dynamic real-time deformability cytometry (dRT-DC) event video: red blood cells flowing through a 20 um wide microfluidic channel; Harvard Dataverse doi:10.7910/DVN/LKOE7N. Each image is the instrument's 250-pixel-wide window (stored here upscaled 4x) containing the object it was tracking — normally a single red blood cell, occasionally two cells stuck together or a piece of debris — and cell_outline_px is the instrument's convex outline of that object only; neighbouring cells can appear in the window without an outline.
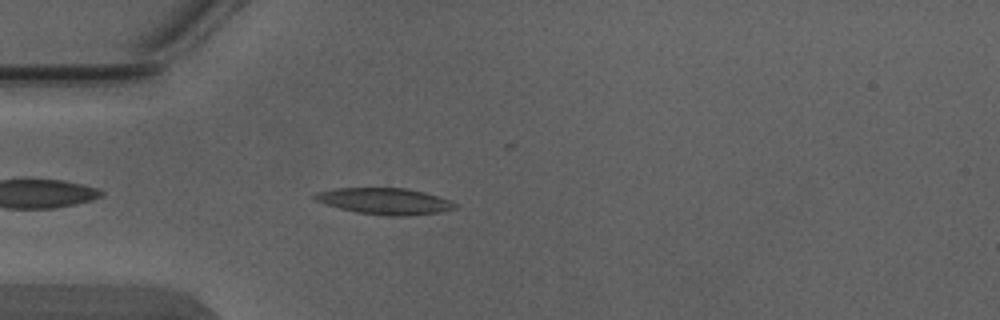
{"species": "Egyptian fruit bat (a non-hibernating species)", "species_latin": "Rousettus aegyptiacus", "temperature_condition": "warm", "stored_images_in_passage": 3, "camera_frame_rate_fps": 3000, "um_per_image_px": 0.085, "animal": {"sex": "male"}, "frame": {"image": 1, "passage_image": 3, "time_ms": 0.667, "image_size_px": [1000, 320], "cell_outline_px": [[456, 208], [440, 212], [408, 216], [388, 216], [356, 212], [340, 208], [316, 200], [312, 196], [316, 192], [332, 188], [408, 188], [424, 192], [448, 200], [456, 204]], "centroid_in_image_um": [32.69, 17.1], "position_along_channel_um": 52.3, "area_um2": 21.39}}